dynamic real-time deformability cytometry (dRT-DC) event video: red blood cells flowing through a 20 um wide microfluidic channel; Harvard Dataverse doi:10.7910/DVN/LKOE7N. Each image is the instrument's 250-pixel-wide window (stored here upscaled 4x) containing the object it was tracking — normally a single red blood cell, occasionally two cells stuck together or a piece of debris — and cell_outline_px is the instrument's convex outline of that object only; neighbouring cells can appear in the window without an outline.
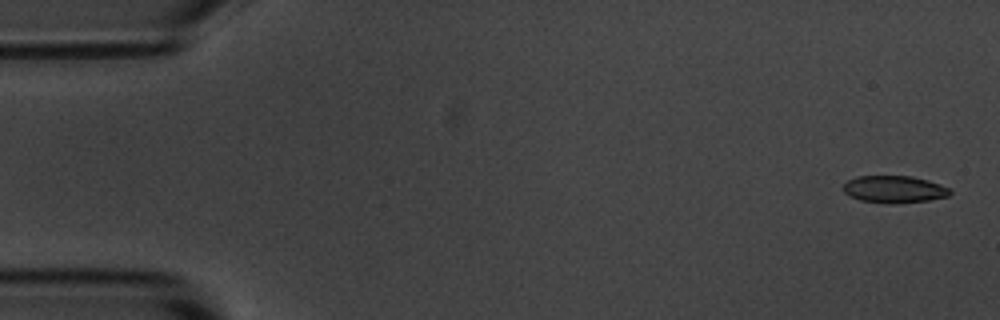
{"species": "common noctule bat (a hibernating species)", "species_latin": "Nyctalus noctula", "temperature_condition": "room temperature", "stored_images_in_passage": 5, "segment_of_instrument_passage": [1, 2], "camera_frame_rate_fps": 3000, "um_per_image_px": 0.085, "animal": {"sex": "male", "body_mass_g": 20.1, "forearm_length_mm": 53.5}, "frame": {"image": 1, "passage_image": 1, "time_ms": 0.0, "image_size_px": [1000, 320], "cell_outline_px": [[952, 192], [948, 196], [928, 200], [892, 204], [860, 200], [848, 196], [844, 192], [844, 184], [848, 180], [856, 176], [912, 176], [928, 180], [948, 188]], "centroid_in_image_um": [75.98, 16.09], "position_along_channel_um": 9.0, "area_um2": 16.82}}